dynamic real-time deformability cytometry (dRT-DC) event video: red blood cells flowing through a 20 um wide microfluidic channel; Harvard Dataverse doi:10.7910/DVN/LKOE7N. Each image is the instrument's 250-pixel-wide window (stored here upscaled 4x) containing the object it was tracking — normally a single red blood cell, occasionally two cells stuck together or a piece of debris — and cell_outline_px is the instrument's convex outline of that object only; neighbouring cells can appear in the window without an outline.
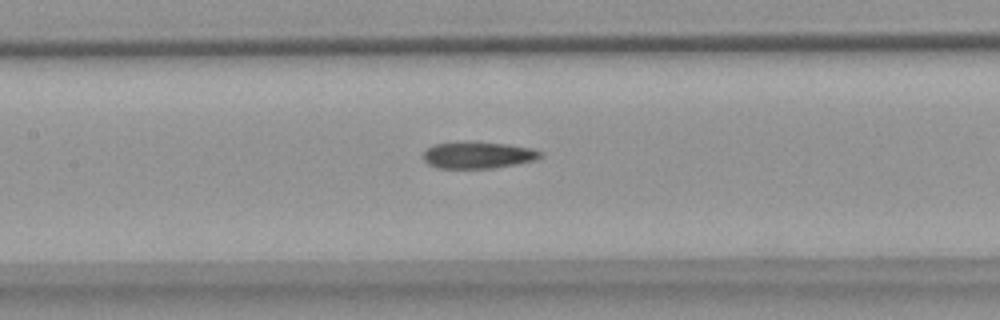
{"species": "common noctule bat (a hibernating species)", "species_latin": "Nyctalus noctula", "temperature_condition": "warm", "stored_images_in_passage": 36, "camera_frame_rate_fps": 3000, "um_per_image_px": 0.085, "animal": {"sex": "female", "body_mass_g": 18.4}, "frame": {"image": 1, "passage_image": 18, "time_ms": 5.667, "image_size_px": [1000, 320], "cell_outline_px": [[544, 152], [540, 156], [532, 160], [516, 164], [492, 168], [436, 168], [428, 164], [420, 156], [428, 148], [436, 144], [464, 140], [476, 140], [508, 144], [532, 148]], "centroid_in_image_um": [40.58, 13.15], "position_along_channel_um": 166.8, "area_um2": 18.67}}
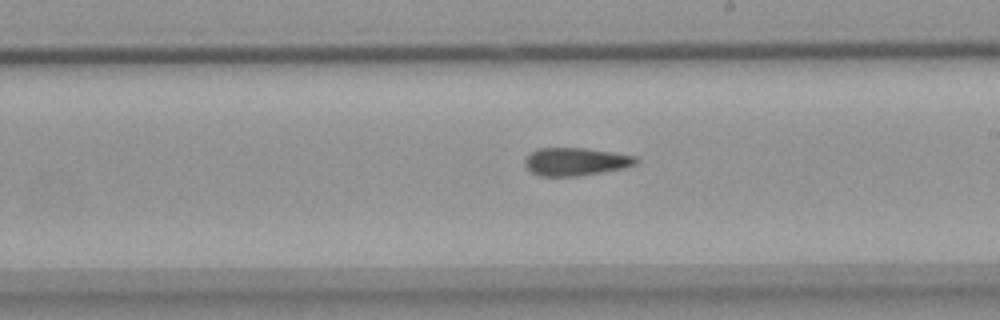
{"frame": {"image": 2, "passage_image": 24, "time_ms": 7.667, "image_size_px": [1000, 320], "cell_outline_px": [[640, 164], [624, 168], [580, 176], [540, 176], [532, 172], [524, 164], [524, 156], [536, 148], [584, 148], [612, 152], [636, 156], [640, 160]], "centroid_in_image_um": [48.95, 13.73], "position_along_channel_um": 240.1, "area_um2": 18.38}}
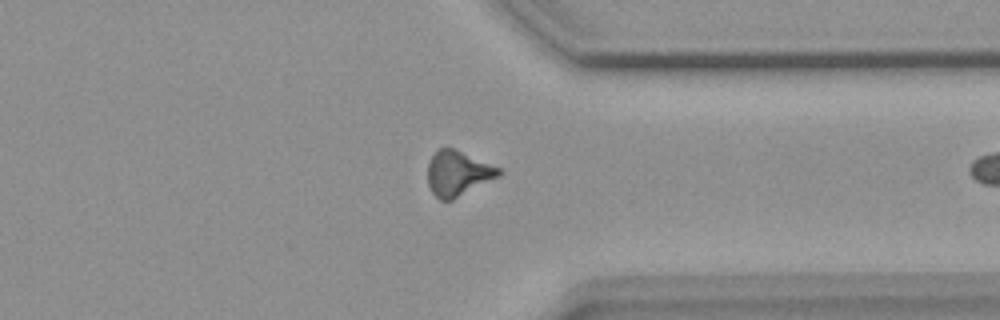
{"frame": {"image": 3, "passage_image": 35, "time_ms": 11.333, "image_size_px": [1000, 320], "cell_outline_px": [[504, 172], [500, 176], [452, 200], [440, 200], [432, 192], [428, 184], [428, 164], [432, 156], [440, 148], [452, 148], [500, 168]], "centroid_in_image_um": [38.93, 14.75], "position_along_channel_um": 372.5, "area_um2": 18.38}}